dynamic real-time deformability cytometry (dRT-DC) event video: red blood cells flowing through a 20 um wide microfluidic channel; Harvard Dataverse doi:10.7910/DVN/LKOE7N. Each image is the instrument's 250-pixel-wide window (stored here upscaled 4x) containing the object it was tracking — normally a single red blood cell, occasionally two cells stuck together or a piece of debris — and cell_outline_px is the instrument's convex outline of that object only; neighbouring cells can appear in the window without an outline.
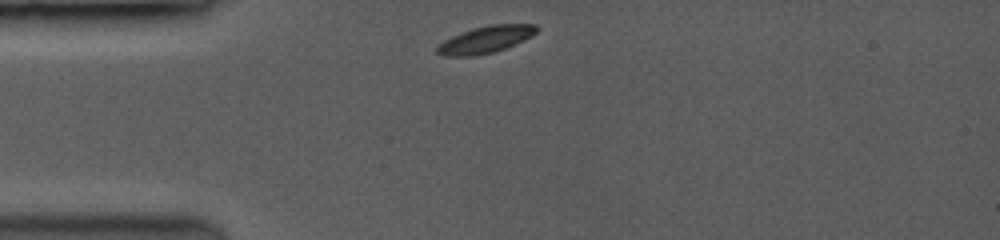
{"species": "common noctule bat (a hibernating species)", "species_latin": "Nyctalus noctula", "temperature_condition": "room temperature", "stored_images_in_passage": 30, "camera_frame_rate_fps": 3500, "um_per_image_px": 0.085, "animal": {"sex": "female", "body_mass_g": 19.0, "forearm_length_mm": 53.3}, "frame": {"image": 1, "passage_image": 1, "time_ms": 0.0, "image_size_px": [1000, 240], "cell_outline_px": [[536, 32], [532, 36], [524, 40], [504, 48], [492, 52], [468, 56], [444, 56], [436, 52], [436, 48], [444, 40], [460, 32], [472, 28], [488, 24], [536, 24]], "centroid_in_image_um": [41.25, 3.34], "position_along_channel_um": 43.7, "area_um2": 15.43}}
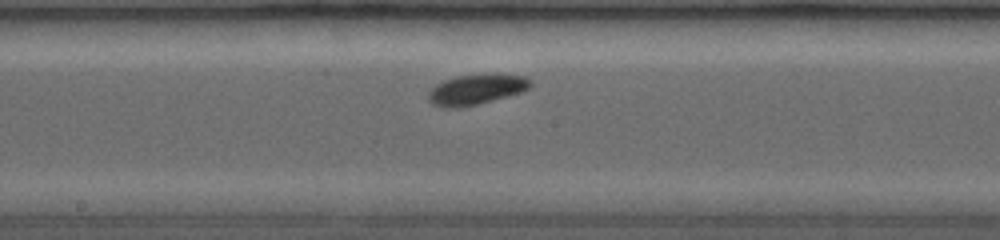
{"frame": {"image": 2, "passage_image": 15, "time_ms": 4.571, "image_size_px": [1000, 240], "cell_outline_px": [[532, 84], [528, 88], [520, 92], [476, 104], [436, 104], [428, 96], [432, 88], [436, 84], [444, 80], [460, 76], [524, 76], [532, 80]], "centroid_in_image_um": [40.55, 7.56], "position_along_channel_um": 207.6, "area_um2": 16.13}}
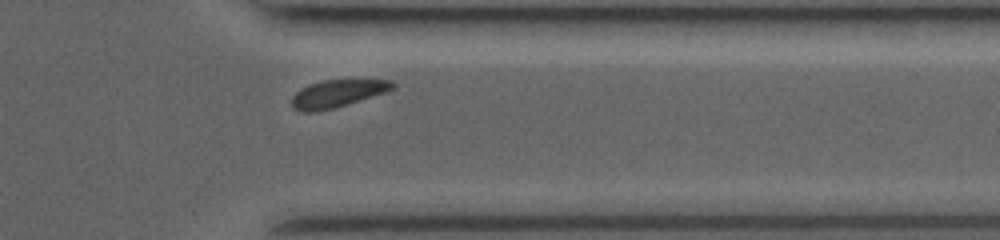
{"frame": {"image": 3, "passage_image": 27, "time_ms": 8.857, "image_size_px": [1000, 240], "cell_outline_px": [[396, 88], [384, 92], [332, 108], [316, 112], [304, 112], [292, 108], [292, 96], [300, 88], [308, 84], [324, 80], [392, 80], [396, 84]], "centroid_in_image_um": [28.64, 7.94], "position_along_channel_um": 382.8, "area_um2": 15.9}, "authors_computed_cell_mechanics": {"area_um2": 16.2418, "velocity_mm_per_s": 4.0518, "shape_relaxation_time_tau1_ms": 0.9445, "shape_relaxation_time_tau2_ms": null, "deformation_change_tau1": 0.081, "deformation_change_tau2": null}}